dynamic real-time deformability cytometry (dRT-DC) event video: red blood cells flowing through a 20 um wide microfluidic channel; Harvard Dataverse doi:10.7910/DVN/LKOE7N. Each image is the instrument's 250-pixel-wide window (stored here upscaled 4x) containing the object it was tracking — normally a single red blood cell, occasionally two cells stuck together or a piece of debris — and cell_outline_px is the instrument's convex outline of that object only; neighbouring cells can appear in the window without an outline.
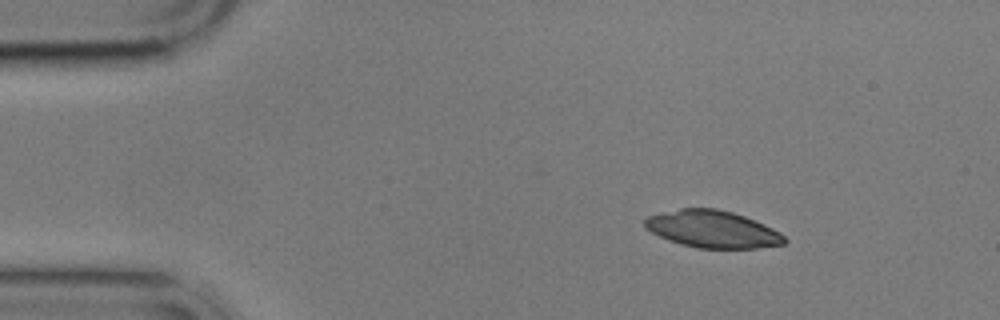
{"species": "common noctule bat (a hibernating species)", "species_latin": "Nyctalus noctula", "temperature_condition": "cold", "stored_images_in_passage": 4, "camera_frame_rate_fps": 3000, "um_per_image_px": 0.085, "animal": {"sex": "male", "body_mass_g": 17.9}, "frame": {"image": 1, "passage_image": 1, "time_ms": 0.0, "image_size_px": [1000, 320], "cell_outline_px": [[788, 240], [784, 244], [756, 248], [696, 248], [680, 244], [668, 240], [644, 228], [644, 220], [648, 216], [680, 208], [716, 208], [732, 212], [744, 216], [764, 224], [780, 232]], "centroid_in_image_um": [60.56, 19.48], "position_along_channel_um": 24.4, "area_um2": 30.23}}